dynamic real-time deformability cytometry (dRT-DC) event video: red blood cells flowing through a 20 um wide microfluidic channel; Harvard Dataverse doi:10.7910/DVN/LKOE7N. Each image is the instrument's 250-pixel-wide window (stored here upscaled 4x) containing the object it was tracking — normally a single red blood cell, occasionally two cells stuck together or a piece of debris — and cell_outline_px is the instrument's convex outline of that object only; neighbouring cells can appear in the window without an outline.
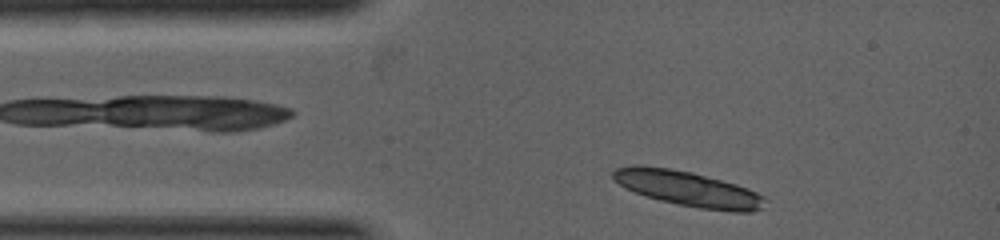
{"species": "common noctule bat (a hibernating species)", "species_latin": "Nyctalus noctula", "temperature_condition": "warm", "stored_images_in_passage": 3, "camera_frame_rate_fps": 5000, "um_per_image_px": 0.085, "animal": {"sex": "female", "body_mass_g": 19.0, "forearm_length_mm": 53.3}, "frame": {"image": 1, "passage_image": 2, "time_ms": 0.2, "image_size_px": [1000, 240], "cell_outline_px": [[768, 200], [764, 208], [752, 212], [732, 212], [700, 208], [660, 200], [644, 196], [624, 188], [612, 176], [612, 172], [616, 168], [632, 164], [644, 164], [672, 168], [692, 172], [736, 184], [748, 188], [764, 196]], "centroid_in_image_um": [58.49, 16.03], "position_along_channel_um": 26.5, "area_um2": 31.56}}